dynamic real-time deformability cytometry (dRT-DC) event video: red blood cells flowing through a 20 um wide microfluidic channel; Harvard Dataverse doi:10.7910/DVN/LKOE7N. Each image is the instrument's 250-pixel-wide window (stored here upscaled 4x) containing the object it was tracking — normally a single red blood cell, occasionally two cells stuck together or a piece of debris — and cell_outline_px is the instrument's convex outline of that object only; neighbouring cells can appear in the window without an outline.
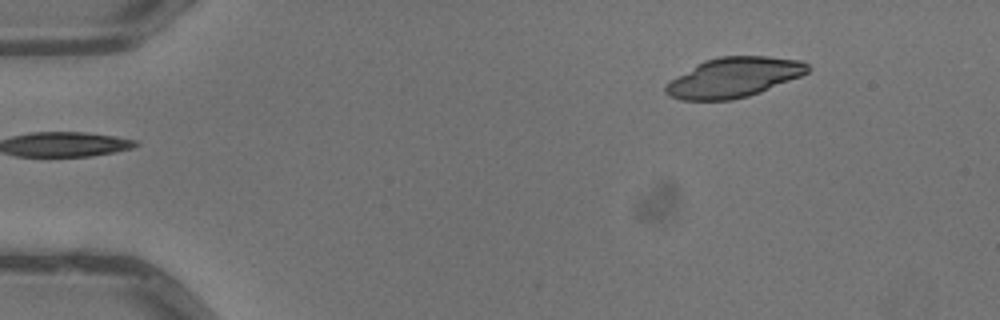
{"species": "common noctule bat (a hibernating species)", "species_latin": "Nyctalus noctula", "temperature_condition": "warm", "stored_images_in_passage": 5, "segment_of_instrument_passage": [2, 2], "camera_frame_rate_fps": 3000, "um_per_image_px": 0.085, "animal": {"sex": "male", "body_mass_g": 13.3}, "frame": {"image": 1, "passage_image": 5, "time_ms": 1.333, "image_size_px": [1000, 320], "cell_outline_px": [[808, 72], [800, 76], [760, 92], [748, 96], [732, 100], [680, 100], [668, 96], [664, 92], [664, 88], [672, 80], [704, 60], [720, 56], [768, 56], [800, 60], [808, 64]], "centroid_in_image_um": [62.37, 6.58], "position_along_channel_um": 22.6, "area_um2": 32.66}}